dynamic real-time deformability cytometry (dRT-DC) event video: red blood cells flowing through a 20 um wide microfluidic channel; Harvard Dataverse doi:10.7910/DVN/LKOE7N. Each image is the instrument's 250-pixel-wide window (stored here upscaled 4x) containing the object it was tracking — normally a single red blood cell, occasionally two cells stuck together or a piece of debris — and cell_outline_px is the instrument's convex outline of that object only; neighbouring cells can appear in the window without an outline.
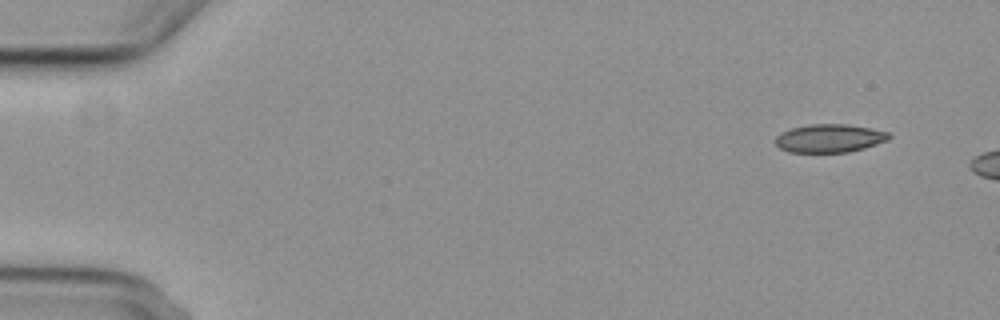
{"species": "common noctule bat (a hibernating species)", "species_latin": "Nyctalus noctula", "temperature_condition": "cold", "stored_images_in_passage": 2, "camera_frame_rate_fps": 3000, "um_per_image_px": 0.085, "animal": {"sex": "female", "body_mass_g": 29.2, "forearm_length_mm": 56.3}, "frame": {"image": 1, "passage_image": 1, "time_ms": 0.0, "image_size_px": [1000, 320], "cell_outline_px": [[892, 136], [888, 140], [864, 148], [848, 152], [788, 152], [780, 148], [776, 144], [776, 136], [780, 132], [792, 128], [808, 124], [848, 124], [872, 128], [892, 132]], "centroid_in_image_um": [70.54, 11.74], "position_along_channel_um": 14.5, "area_um2": 18.9}}